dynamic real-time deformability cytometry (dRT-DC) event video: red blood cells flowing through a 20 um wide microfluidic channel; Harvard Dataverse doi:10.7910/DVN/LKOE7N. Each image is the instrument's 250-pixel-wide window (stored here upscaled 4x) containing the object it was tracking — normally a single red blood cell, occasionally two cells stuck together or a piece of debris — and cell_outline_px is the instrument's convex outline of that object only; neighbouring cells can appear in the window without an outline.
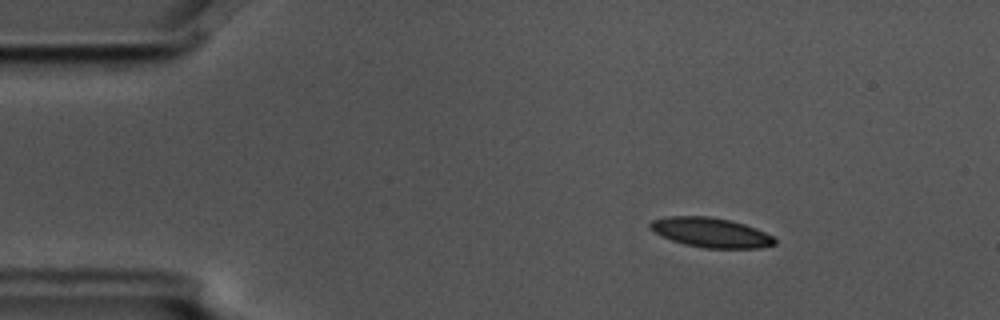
{"species": "common noctule bat (a hibernating species)", "species_latin": "Nyctalus noctula", "temperature_condition": "cold", "stored_images_in_passage": 4, "camera_frame_rate_fps": 3000, "um_per_image_px": 0.085, "animal": {"sex": "male", "body_mass_g": 17.5, "forearm_length_mm": 52.3}, "frame": {"image": 1, "passage_image": 2, "time_ms": 0.333, "image_size_px": [1000, 320], "cell_outline_px": [[776, 244], [760, 248], [704, 248], [684, 244], [672, 240], [648, 228], [648, 224], [652, 220], [668, 216], [708, 216], [728, 220], [744, 224], [756, 228], [772, 236], [776, 240]], "centroid_in_image_um": [60.42, 19.76], "position_along_channel_um": 24.6, "area_um2": 21.39}}